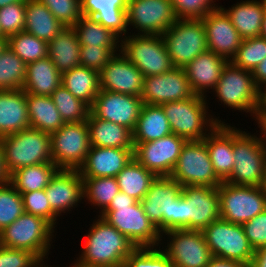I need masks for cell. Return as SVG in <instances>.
Returning <instances> with one entry per match:
<instances>
[{"instance_id": "1", "label": "cell", "mask_w": 266, "mask_h": 267, "mask_svg": "<svg viewBox=\"0 0 266 267\" xmlns=\"http://www.w3.org/2000/svg\"><path fill=\"white\" fill-rule=\"evenodd\" d=\"M88 229L81 254L73 263L80 267H123L136 249L134 244L104 218L97 215Z\"/></svg>"}, {"instance_id": "2", "label": "cell", "mask_w": 266, "mask_h": 267, "mask_svg": "<svg viewBox=\"0 0 266 267\" xmlns=\"http://www.w3.org/2000/svg\"><path fill=\"white\" fill-rule=\"evenodd\" d=\"M136 248H161V233L145 214L140 202L119 191L99 215Z\"/></svg>"}, {"instance_id": "3", "label": "cell", "mask_w": 266, "mask_h": 267, "mask_svg": "<svg viewBox=\"0 0 266 267\" xmlns=\"http://www.w3.org/2000/svg\"><path fill=\"white\" fill-rule=\"evenodd\" d=\"M161 106L172 133L186 141L204 140L219 123H225L219 116L208 113L207 98L200 95L163 103Z\"/></svg>"}, {"instance_id": "4", "label": "cell", "mask_w": 266, "mask_h": 267, "mask_svg": "<svg viewBox=\"0 0 266 267\" xmlns=\"http://www.w3.org/2000/svg\"><path fill=\"white\" fill-rule=\"evenodd\" d=\"M220 219L218 187L182 186L176 198L175 230H202Z\"/></svg>"}, {"instance_id": "5", "label": "cell", "mask_w": 266, "mask_h": 267, "mask_svg": "<svg viewBox=\"0 0 266 267\" xmlns=\"http://www.w3.org/2000/svg\"><path fill=\"white\" fill-rule=\"evenodd\" d=\"M0 146L8 175L21 167L53 163L50 134L35 128L1 137Z\"/></svg>"}, {"instance_id": "6", "label": "cell", "mask_w": 266, "mask_h": 267, "mask_svg": "<svg viewBox=\"0 0 266 267\" xmlns=\"http://www.w3.org/2000/svg\"><path fill=\"white\" fill-rule=\"evenodd\" d=\"M233 127L234 166L225 181L232 185L260 187L266 169V150L263 135L247 133Z\"/></svg>"}, {"instance_id": "7", "label": "cell", "mask_w": 266, "mask_h": 267, "mask_svg": "<svg viewBox=\"0 0 266 267\" xmlns=\"http://www.w3.org/2000/svg\"><path fill=\"white\" fill-rule=\"evenodd\" d=\"M213 92L221 104L234 111L249 112L253 116L251 118L257 121L261 90L255 85L252 72L236 67L229 61Z\"/></svg>"}, {"instance_id": "8", "label": "cell", "mask_w": 266, "mask_h": 267, "mask_svg": "<svg viewBox=\"0 0 266 267\" xmlns=\"http://www.w3.org/2000/svg\"><path fill=\"white\" fill-rule=\"evenodd\" d=\"M55 229L42 217L24 212L12 224L0 231V245L26 250L42 261L48 258Z\"/></svg>"}, {"instance_id": "9", "label": "cell", "mask_w": 266, "mask_h": 267, "mask_svg": "<svg viewBox=\"0 0 266 267\" xmlns=\"http://www.w3.org/2000/svg\"><path fill=\"white\" fill-rule=\"evenodd\" d=\"M120 51L144 77L174 68L162 35L132 34L121 38Z\"/></svg>"}, {"instance_id": "10", "label": "cell", "mask_w": 266, "mask_h": 267, "mask_svg": "<svg viewBox=\"0 0 266 267\" xmlns=\"http://www.w3.org/2000/svg\"><path fill=\"white\" fill-rule=\"evenodd\" d=\"M162 36L174 67L183 68L208 50L205 27L201 19L178 18Z\"/></svg>"}, {"instance_id": "11", "label": "cell", "mask_w": 266, "mask_h": 267, "mask_svg": "<svg viewBox=\"0 0 266 267\" xmlns=\"http://www.w3.org/2000/svg\"><path fill=\"white\" fill-rule=\"evenodd\" d=\"M201 232L213 257L250 265L255 251L246 238L242 225L220 218Z\"/></svg>"}, {"instance_id": "12", "label": "cell", "mask_w": 266, "mask_h": 267, "mask_svg": "<svg viewBox=\"0 0 266 267\" xmlns=\"http://www.w3.org/2000/svg\"><path fill=\"white\" fill-rule=\"evenodd\" d=\"M169 177L181 186L218 187L222 183L214 172L203 140L186 141Z\"/></svg>"}, {"instance_id": "13", "label": "cell", "mask_w": 266, "mask_h": 267, "mask_svg": "<svg viewBox=\"0 0 266 267\" xmlns=\"http://www.w3.org/2000/svg\"><path fill=\"white\" fill-rule=\"evenodd\" d=\"M52 162L59 169L78 170L91 148L87 121L65 123L50 134Z\"/></svg>"}, {"instance_id": "14", "label": "cell", "mask_w": 266, "mask_h": 267, "mask_svg": "<svg viewBox=\"0 0 266 267\" xmlns=\"http://www.w3.org/2000/svg\"><path fill=\"white\" fill-rule=\"evenodd\" d=\"M220 218L243 225L266 210V198L261 187L232 185L222 182L218 186Z\"/></svg>"}, {"instance_id": "15", "label": "cell", "mask_w": 266, "mask_h": 267, "mask_svg": "<svg viewBox=\"0 0 266 267\" xmlns=\"http://www.w3.org/2000/svg\"><path fill=\"white\" fill-rule=\"evenodd\" d=\"M163 236L169 240L161 249L173 267H206L213 258L201 230H168L161 234L162 246Z\"/></svg>"}, {"instance_id": "16", "label": "cell", "mask_w": 266, "mask_h": 267, "mask_svg": "<svg viewBox=\"0 0 266 267\" xmlns=\"http://www.w3.org/2000/svg\"><path fill=\"white\" fill-rule=\"evenodd\" d=\"M182 186L169 176L156 177L140 201L149 220L162 234L175 230L176 198Z\"/></svg>"}, {"instance_id": "17", "label": "cell", "mask_w": 266, "mask_h": 267, "mask_svg": "<svg viewBox=\"0 0 266 267\" xmlns=\"http://www.w3.org/2000/svg\"><path fill=\"white\" fill-rule=\"evenodd\" d=\"M126 16L132 34L146 35H162L178 19L170 0H128Z\"/></svg>"}, {"instance_id": "18", "label": "cell", "mask_w": 266, "mask_h": 267, "mask_svg": "<svg viewBox=\"0 0 266 267\" xmlns=\"http://www.w3.org/2000/svg\"><path fill=\"white\" fill-rule=\"evenodd\" d=\"M186 140L175 134L146 143H134V158L157 177L170 176Z\"/></svg>"}, {"instance_id": "19", "label": "cell", "mask_w": 266, "mask_h": 267, "mask_svg": "<svg viewBox=\"0 0 266 267\" xmlns=\"http://www.w3.org/2000/svg\"><path fill=\"white\" fill-rule=\"evenodd\" d=\"M142 106L139 96L100 90L90 112L96 118L124 126L133 132Z\"/></svg>"}, {"instance_id": "20", "label": "cell", "mask_w": 266, "mask_h": 267, "mask_svg": "<svg viewBox=\"0 0 266 267\" xmlns=\"http://www.w3.org/2000/svg\"><path fill=\"white\" fill-rule=\"evenodd\" d=\"M195 95L184 68L174 67L164 74L144 77L141 99L143 104L161 105Z\"/></svg>"}, {"instance_id": "21", "label": "cell", "mask_w": 266, "mask_h": 267, "mask_svg": "<svg viewBox=\"0 0 266 267\" xmlns=\"http://www.w3.org/2000/svg\"><path fill=\"white\" fill-rule=\"evenodd\" d=\"M143 83V74L121 51L99 71L100 90L141 97Z\"/></svg>"}, {"instance_id": "22", "label": "cell", "mask_w": 266, "mask_h": 267, "mask_svg": "<svg viewBox=\"0 0 266 267\" xmlns=\"http://www.w3.org/2000/svg\"><path fill=\"white\" fill-rule=\"evenodd\" d=\"M52 211L60 217L84 200L83 179L79 170L58 169L45 188Z\"/></svg>"}, {"instance_id": "23", "label": "cell", "mask_w": 266, "mask_h": 267, "mask_svg": "<svg viewBox=\"0 0 266 267\" xmlns=\"http://www.w3.org/2000/svg\"><path fill=\"white\" fill-rule=\"evenodd\" d=\"M208 50L231 61L243 41L230 18L219 7L201 18Z\"/></svg>"}, {"instance_id": "24", "label": "cell", "mask_w": 266, "mask_h": 267, "mask_svg": "<svg viewBox=\"0 0 266 267\" xmlns=\"http://www.w3.org/2000/svg\"><path fill=\"white\" fill-rule=\"evenodd\" d=\"M134 158V148L91 147L78 169L82 178L116 177Z\"/></svg>"}, {"instance_id": "25", "label": "cell", "mask_w": 266, "mask_h": 267, "mask_svg": "<svg viewBox=\"0 0 266 267\" xmlns=\"http://www.w3.org/2000/svg\"><path fill=\"white\" fill-rule=\"evenodd\" d=\"M228 62L224 57L207 50L183 67L193 92L207 98L209 90L216 88Z\"/></svg>"}, {"instance_id": "26", "label": "cell", "mask_w": 266, "mask_h": 267, "mask_svg": "<svg viewBox=\"0 0 266 267\" xmlns=\"http://www.w3.org/2000/svg\"><path fill=\"white\" fill-rule=\"evenodd\" d=\"M217 177L226 181L234 166L233 127L229 123H219L203 140Z\"/></svg>"}, {"instance_id": "27", "label": "cell", "mask_w": 266, "mask_h": 267, "mask_svg": "<svg viewBox=\"0 0 266 267\" xmlns=\"http://www.w3.org/2000/svg\"><path fill=\"white\" fill-rule=\"evenodd\" d=\"M127 5L128 0H80V11L83 16L96 19L104 27L123 38L129 34Z\"/></svg>"}, {"instance_id": "28", "label": "cell", "mask_w": 266, "mask_h": 267, "mask_svg": "<svg viewBox=\"0 0 266 267\" xmlns=\"http://www.w3.org/2000/svg\"><path fill=\"white\" fill-rule=\"evenodd\" d=\"M29 127L26 92L0 90V138Z\"/></svg>"}, {"instance_id": "29", "label": "cell", "mask_w": 266, "mask_h": 267, "mask_svg": "<svg viewBox=\"0 0 266 267\" xmlns=\"http://www.w3.org/2000/svg\"><path fill=\"white\" fill-rule=\"evenodd\" d=\"M220 8L243 39L261 36L266 0H241L228 9Z\"/></svg>"}, {"instance_id": "30", "label": "cell", "mask_w": 266, "mask_h": 267, "mask_svg": "<svg viewBox=\"0 0 266 267\" xmlns=\"http://www.w3.org/2000/svg\"><path fill=\"white\" fill-rule=\"evenodd\" d=\"M91 147L134 148L133 132L121 125L96 118L87 119Z\"/></svg>"}, {"instance_id": "31", "label": "cell", "mask_w": 266, "mask_h": 267, "mask_svg": "<svg viewBox=\"0 0 266 267\" xmlns=\"http://www.w3.org/2000/svg\"><path fill=\"white\" fill-rule=\"evenodd\" d=\"M80 48L74 28L65 27L48 43L47 56L62 74L80 66Z\"/></svg>"}, {"instance_id": "32", "label": "cell", "mask_w": 266, "mask_h": 267, "mask_svg": "<svg viewBox=\"0 0 266 267\" xmlns=\"http://www.w3.org/2000/svg\"><path fill=\"white\" fill-rule=\"evenodd\" d=\"M62 74L47 56L27 64V75L23 85L26 94L51 96L61 85Z\"/></svg>"}, {"instance_id": "33", "label": "cell", "mask_w": 266, "mask_h": 267, "mask_svg": "<svg viewBox=\"0 0 266 267\" xmlns=\"http://www.w3.org/2000/svg\"><path fill=\"white\" fill-rule=\"evenodd\" d=\"M65 26L38 0H25L24 32L49 43Z\"/></svg>"}, {"instance_id": "34", "label": "cell", "mask_w": 266, "mask_h": 267, "mask_svg": "<svg viewBox=\"0 0 266 267\" xmlns=\"http://www.w3.org/2000/svg\"><path fill=\"white\" fill-rule=\"evenodd\" d=\"M172 134L161 105L143 104L133 130V143H146Z\"/></svg>"}, {"instance_id": "35", "label": "cell", "mask_w": 266, "mask_h": 267, "mask_svg": "<svg viewBox=\"0 0 266 267\" xmlns=\"http://www.w3.org/2000/svg\"><path fill=\"white\" fill-rule=\"evenodd\" d=\"M26 103L31 128L51 134L65 124L51 96L26 94Z\"/></svg>"}, {"instance_id": "36", "label": "cell", "mask_w": 266, "mask_h": 267, "mask_svg": "<svg viewBox=\"0 0 266 267\" xmlns=\"http://www.w3.org/2000/svg\"><path fill=\"white\" fill-rule=\"evenodd\" d=\"M61 84L91 108L100 91L99 72L83 66L75 67L62 73Z\"/></svg>"}, {"instance_id": "37", "label": "cell", "mask_w": 266, "mask_h": 267, "mask_svg": "<svg viewBox=\"0 0 266 267\" xmlns=\"http://www.w3.org/2000/svg\"><path fill=\"white\" fill-rule=\"evenodd\" d=\"M81 46L111 48L120 52L121 38L92 17L81 16L73 26Z\"/></svg>"}, {"instance_id": "38", "label": "cell", "mask_w": 266, "mask_h": 267, "mask_svg": "<svg viewBox=\"0 0 266 267\" xmlns=\"http://www.w3.org/2000/svg\"><path fill=\"white\" fill-rule=\"evenodd\" d=\"M58 169L54 163L21 167L9 175V183L20 194L42 190L47 187Z\"/></svg>"}, {"instance_id": "39", "label": "cell", "mask_w": 266, "mask_h": 267, "mask_svg": "<svg viewBox=\"0 0 266 267\" xmlns=\"http://www.w3.org/2000/svg\"><path fill=\"white\" fill-rule=\"evenodd\" d=\"M156 175L144 168L135 158L131 160L116 176L121 192L140 202L149 190Z\"/></svg>"}, {"instance_id": "40", "label": "cell", "mask_w": 266, "mask_h": 267, "mask_svg": "<svg viewBox=\"0 0 266 267\" xmlns=\"http://www.w3.org/2000/svg\"><path fill=\"white\" fill-rule=\"evenodd\" d=\"M85 202L96 206L99 215L110 204L114 196L120 191L116 177L82 178ZM101 211V212H100Z\"/></svg>"}, {"instance_id": "41", "label": "cell", "mask_w": 266, "mask_h": 267, "mask_svg": "<svg viewBox=\"0 0 266 267\" xmlns=\"http://www.w3.org/2000/svg\"><path fill=\"white\" fill-rule=\"evenodd\" d=\"M27 75V64L7 46L0 55V90L22 89Z\"/></svg>"}, {"instance_id": "42", "label": "cell", "mask_w": 266, "mask_h": 267, "mask_svg": "<svg viewBox=\"0 0 266 267\" xmlns=\"http://www.w3.org/2000/svg\"><path fill=\"white\" fill-rule=\"evenodd\" d=\"M65 123L87 121L90 107L75 98L62 84L51 95Z\"/></svg>"}, {"instance_id": "43", "label": "cell", "mask_w": 266, "mask_h": 267, "mask_svg": "<svg viewBox=\"0 0 266 267\" xmlns=\"http://www.w3.org/2000/svg\"><path fill=\"white\" fill-rule=\"evenodd\" d=\"M9 48L26 64L47 57L48 43L27 32L9 36Z\"/></svg>"}, {"instance_id": "44", "label": "cell", "mask_w": 266, "mask_h": 267, "mask_svg": "<svg viewBox=\"0 0 266 267\" xmlns=\"http://www.w3.org/2000/svg\"><path fill=\"white\" fill-rule=\"evenodd\" d=\"M266 57V38L252 37L243 39L231 63L239 68L253 72Z\"/></svg>"}, {"instance_id": "45", "label": "cell", "mask_w": 266, "mask_h": 267, "mask_svg": "<svg viewBox=\"0 0 266 267\" xmlns=\"http://www.w3.org/2000/svg\"><path fill=\"white\" fill-rule=\"evenodd\" d=\"M24 213L21 194L9 183L0 185V231Z\"/></svg>"}, {"instance_id": "46", "label": "cell", "mask_w": 266, "mask_h": 267, "mask_svg": "<svg viewBox=\"0 0 266 267\" xmlns=\"http://www.w3.org/2000/svg\"><path fill=\"white\" fill-rule=\"evenodd\" d=\"M21 196L24 212L42 217L56 229L57 226L55 225L56 223H58V216L52 211L50 207L45 189L22 193Z\"/></svg>"}, {"instance_id": "47", "label": "cell", "mask_w": 266, "mask_h": 267, "mask_svg": "<svg viewBox=\"0 0 266 267\" xmlns=\"http://www.w3.org/2000/svg\"><path fill=\"white\" fill-rule=\"evenodd\" d=\"M25 0L0 8V30L5 37L24 31Z\"/></svg>"}, {"instance_id": "48", "label": "cell", "mask_w": 266, "mask_h": 267, "mask_svg": "<svg viewBox=\"0 0 266 267\" xmlns=\"http://www.w3.org/2000/svg\"><path fill=\"white\" fill-rule=\"evenodd\" d=\"M123 267H173L168 256L156 248H136L125 260Z\"/></svg>"}, {"instance_id": "49", "label": "cell", "mask_w": 266, "mask_h": 267, "mask_svg": "<svg viewBox=\"0 0 266 267\" xmlns=\"http://www.w3.org/2000/svg\"><path fill=\"white\" fill-rule=\"evenodd\" d=\"M65 27H73L81 18L80 0H38Z\"/></svg>"}, {"instance_id": "50", "label": "cell", "mask_w": 266, "mask_h": 267, "mask_svg": "<svg viewBox=\"0 0 266 267\" xmlns=\"http://www.w3.org/2000/svg\"><path fill=\"white\" fill-rule=\"evenodd\" d=\"M36 254L0 245V267H46Z\"/></svg>"}, {"instance_id": "51", "label": "cell", "mask_w": 266, "mask_h": 267, "mask_svg": "<svg viewBox=\"0 0 266 267\" xmlns=\"http://www.w3.org/2000/svg\"><path fill=\"white\" fill-rule=\"evenodd\" d=\"M177 18L201 19L219 8L216 0H170ZM217 4V5H216Z\"/></svg>"}, {"instance_id": "52", "label": "cell", "mask_w": 266, "mask_h": 267, "mask_svg": "<svg viewBox=\"0 0 266 267\" xmlns=\"http://www.w3.org/2000/svg\"><path fill=\"white\" fill-rule=\"evenodd\" d=\"M116 53L104 46L80 48V66L100 71Z\"/></svg>"}, {"instance_id": "53", "label": "cell", "mask_w": 266, "mask_h": 267, "mask_svg": "<svg viewBox=\"0 0 266 267\" xmlns=\"http://www.w3.org/2000/svg\"><path fill=\"white\" fill-rule=\"evenodd\" d=\"M245 236L254 251L266 246V210L243 225Z\"/></svg>"}, {"instance_id": "54", "label": "cell", "mask_w": 266, "mask_h": 267, "mask_svg": "<svg viewBox=\"0 0 266 267\" xmlns=\"http://www.w3.org/2000/svg\"><path fill=\"white\" fill-rule=\"evenodd\" d=\"M255 85L260 89L266 87V57L252 72Z\"/></svg>"}, {"instance_id": "55", "label": "cell", "mask_w": 266, "mask_h": 267, "mask_svg": "<svg viewBox=\"0 0 266 267\" xmlns=\"http://www.w3.org/2000/svg\"><path fill=\"white\" fill-rule=\"evenodd\" d=\"M206 267H249V265L213 257Z\"/></svg>"}, {"instance_id": "56", "label": "cell", "mask_w": 266, "mask_h": 267, "mask_svg": "<svg viewBox=\"0 0 266 267\" xmlns=\"http://www.w3.org/2000/svg\"><path fill=\"white\" fill-rule=\"evenodd\" d=\"M249 267H266V246L254 252Z\"/></svg>"}, {"instance_id": "57", "label": "cell", "mask_w": 266, "mask_h": 267, "mask_svg": "<svg viewBox=\"0 0 266 267\" xmlns=\"http://www.w3.org/2000/svg\"><path fill=\"white\" fill-rule=\"evenodd\" d=\"M258 128L263 135V141H266V113H258L257 121Z\"/></svg>"}, {"instance_id": "58", "label": "cell", "mask_w": 266, "mask_h": 267, "mask_svg": "<svg viewBox=\"0 0 266 267\" xmlns=\"http://www.w3.org/2000/svg\"><path fill=\"white\" fill-rule=\"evenodd\" d=\"M9 182V175L7 174L4 162H3V152L0 146V185Z\"/></svg>"}, {"instance_id": "59", "label": "cell", "mask_w": 266, "mask_h": 267, "mask_svg": "<svg viewBox=\"0 0 266 267\" xmlns=\"http://www.w3.org/2000/svg\"><path fill=\"white\" fill-rule=\"evenodd\" d=\"M259 113H266V87L261 90V105Z\"/></svg>"}, {"instance_id": "60", "label": "cell", "mask_w": 266, "mask_h": 267, "mask_svg": "<svg viewBox=\"0 0 266 267\" xmlns=\"http://www.w3.org/2000/svg\"><path fill=\"white\" fill-rule=\"evenodd\" d=\"M8 46V39L5 36L0 37V55L5 50V48Z\"/></svg>"}, {"instance_id": "61", "label": "cell", "mask_w": 266, "mask_h": 267, "mask_svg": "<svg viewBox=\"0 0 266 267\" xmlns=\"http://www.w3.org/2000/svg\"><path fill=\"white\" fill-rule=\"evenodd\" d=\"M23 0H0V8H3L6 5L14 4L17 2H22Z\"/></svg>"}, {"instance_id": "62", "label": "cell", "mask_w": 266, "mask_h": 267, "mask_svg": "<svg viewBox=\"0 0 266 267\" xmlns=\"http://www.w3.org/2000/svg\"><path fill=\"white\" fill-rule=\"evenodd\" d=\"M261 36L266 38V10H265L264 17H263Z\"/></svg>"}, {"instance_id": "63", "label": "cell", "mask_w": 266, "mask_h": 267, "mask_svg": "<svg viewBox=\"0 0 266 267\" xmlns=\"http://www.w3.org/2000/svg\"><path fill=\"white\" fill-rule=\"evenodd\" d=\"M260 187H261L262 192L264 193L265 198H266V169H265L264 177L262 179V184Z\"/></svg>"}, {"instance_id": "64", "label": "cell", "mask_w": 266, "mask_h": 267, "mask_svg": "<svg viewBox=\"0 0 266 267\" xmlns=\"http://www.w3.org/2000/svg\"><path fill=\"white\" fill-rule=\"evenodd\" d=\"M73 265H70L69 267H80V266H78V265H76V264H74V263H72Z\"/></svg>"}, {"instance_id": "65", "label": "cell", "mask_w": 266, "mask_h": 267, "mask_svg": "<svg viewBox=\"0 0 266 267\" xmlns=\"http://www.w3.org/2000/svg\"><path fill=\"white\" fill-rule=\"evenodd\" d=\"M263 144H264V146H265V150H266V141H263Z\"/></svg>"}]
</instances>
